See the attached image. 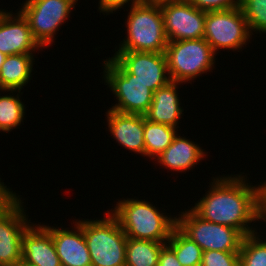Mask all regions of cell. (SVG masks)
Segmentation results:
<instances>
[{"label":"cell","mask_w":266,"mask_h":266,"mask_svg":"<svg viewBox=\"0 0 266 266\" xmlns=\"http://www.w3.org/2000/svg\"><path fill=\"white\" fill-rule=\"evenodd\" d=\"M247 178L242 172L213 177L205 194L191 208L201 218L235 228L243 236L257 232L259 197L266 181L253 186Z\"/></svg>","instance_id":"1"},{"label":"cell","mask_w":266,"mask_h":266,"mask_svg":"<svg viewBox=\"0 0 266 266\" xmlns=\"http://www.w3.org/2000/svg\"><path fill=\"white\" fill-rule=\"evenodd\" d=\"M136 198V199H135ZM109 209L129 238L166 243L177 226V216L160 210L148 200L134 198L117 199ZM170 214V215H168Z\"/></svg>","instance_id":"2"},{"label":"cell","mask_w":266,"mask_h":266,"mask_svg":"<svg viewBox=\"0 0 266 266\" xmlns=\"http://www.w3.org/2000/svg\"><path fill=\"white\" fill-rule=\"evenodd\" d=\"M82 227L92 266H125L127 236L107 209L103 218L75 219Z\"/></svg>","instance_id":"3"},{"label":"cell","mask_w":266,"mask_h":266,"mask_svg":"<svg viewBox=\"0 0 266 266\" xmlns=\"http://www.w3.org/2000/svg\"><path fill=\"white\" fill-rule=\"evenodd\" d=\"M128 10L124 22L127 34L116 45L117 51L165 52L168 40L160 6L141 2Z\"/></svg>","instance_id":"4"},{"label":"cell","mask_w":266,"mask_h":266,"mask_svg":"<svg viewBox=\"0 0 266 266\" xmlns=\"http://www.w3.org/2000/svg\"><path fill=\"white\" fill-rule=\"evenodd\" d=\"M165 55L169 77L178 83L192 84L216 67L217 54L204 38L168 42Z\"/></svg>","instance_id":"5"},{"label":"cell","mask_w":266,"mask_h":266,"mask_svg":"<svg viewBox=\"0 0 266 266\" xmlns=\"http://www.w3.org/2000/svg\"><path fill=\"white\" fill-rule=\"evenodd\" d=\"M10 186L0 192V265L14 266L22 260V236L33 223L24 207L25 198Z\"/></svg>","instance_id":"6"},{"label":"cell","mask_w":266,"mask_h":266,"mask_svg":"<svg viewBox=\"0 0 266 266\" xmlns=\"http://www.w3.org/2000/svg\"><path fill=\"white\" fill-rule=\"evenodd\" d=\"M104 85L114 95L116 104L109 107L121 113L145 115L152 103L154 92L135 75L129 74L113 57L102 61ZM116 97V98H115Z\"/></svg>","instance_id":"7"},{"label":"cell","mask_w":266,"mask_h":266,"mask_svg":"<svg viewBox=\"0 0 266 266\" xmlns=\"http://www.w3.org/2000/svg\"><path fill=\"white\" fill-rule=\"evenodd\" d=\"M76 3L78 0H25L17 10L27 19L34 39L47 49L55 42L57 31L68 21Z\"/></svg>","instance_id":"8"},{"label":"cell","mask_w":266,"mask_h":266,"mask_svg":"<svg viewBox=\"0 0 266 266\" xmlns=\"http://www.w3.org/2000/svg\"><path fill=\"white\" fill-rule=\"evenodd\" d=\"M177 214V227L202 250L239 252L244 236L235 228L201 218L192 208Z\"/></svg>","instance_id":"9"},{"label":"cell","mask_w":266,"mask_h":266,"mask_svg":"<svg viewBox=\"0 0 266 266\" xmlns=\"http://www.w3.org/2000/svg\"><path fill=\"white\" fill-rule=\"evenodd\" d=\"M203 38L219 55L222 49L242 52L251 43L252 34L241 8H234L206 12Z\"/></svg>","instance_id":"10"},{"label":"cell","mask_w":266,"mask_h":266,"mask_svg":"<svg viewBox=\"0 0 266 266\" xmlns=\"http://www.w3.org/2000/svg\"><path fill=\"white\" fill-rule=\"evenodd\" d=\"M114 52L112 57L153 92L171 81L165 52L116 51V49Z\"/></svg>","instance_id":"11"},{"label":"cell","mask_w":266,"mask_h":266,"mask_svg":"<svg viewBox=\"0 0 266 266\" xmlns=\"http://www.w3.org/2000/svg\"><path fill=\"white\" fill-rule=\"evenodd\" d=\"M168 42L201 39L205 32L206 12L187 0L160 6Z\"/></svg>","instance_id":"12"},{"label":"cell","mask_w":266,"mask_h":266,"mask_svg":"<svg viewBox=\"0 0 266 266\" xmlns=\"http://www.w3.org/2000/svg\"><path fill=\"white\" fill-rule=\"evenodd\" d=\"M6 10L0 17V52L13 54H36L43 51L34 39L27 19L18 10Z\"/></svg>","instance_id":"13"},{"label":"cell","mask_w":266,"mask_h":266,"mask_svg":"<svg viewBox=\"0 0 266 266\" xmlns=\"http://www.w3.org/2000/svg\"><path fill=\"white\" fill-rule=\"evenodd\" d=\"M71 224L70 230L69 227L63 228V225L55 227L42 223L52 235L61 266H92L83 229L75 219Z\"/></svg>","instance_id":"14"},{"label":"cell","mask_w":266,"mask_h":266,"mask_svg":"<svg viewBox=\"0 0 266 266\" xmlns=\"http://www.w3.org/2000/svg\"><path fill=\"white\" fill-rule=\"evenodd\" d=\"M106 122L112 138L120 147L144 156V115L121 113L108 109Z\"/></svg>","instance_id":"15"},{"label":"cell","mask_w":266,"mask_h":266,"mask_svg":"<svg viewBox=\"0 0 266 266\" xmlns=\"http://www.w3.org/2000/svg\"><path fill=\"white\" fill-rule=\"evenodd\" d=\"M21 258L32 266H61L51 233L41 224L32 223L22 236Z\"/></svg>","instance_id":"16"},{"label":"cell","mask_w":266,"mask_h":266,"mask_svg":"<svg viewBox=\"0 0 266 266\" xmlns=\"http://www.w3.org/2000/svg\"><path fill=\"white\" fill-rule=\"evenodd\" d=\"M178 132L172 143L154 161L162 168L178 173L193 170L202 160L207 158L208 152L201 145ZM203 148V149H202Z\"/></svg>","instance_id":"17"},{"label":"cell","mask_w":266,"mask_h":266,"mask_svg":"<svg viewBox=\"0 0 266 266\" xmlns=\"http://www.w3.org/2000/svg\"><path fill=\"white\" fill-rule=\"evenodd\" d=\"M183 83L170 81L164 87L157 89L153 94L152 103L144 115L149 121L180 128L179 123L184 115L180 102L179 86Z\"/></svg>","instance_id":"18"},{"label":"cell","mask_w":266,"mask_h":266,"mask_svg":"<svg viewBox=\"0 0 266 266\" xmlns=\"http://www.w3.org/2000/svg\"><path fill=\"white\" fill-rule=\"evenodd\" d=\"M35 54L6 56L0 68V90H23L31 81Z\"/></svg>","instance_id":"19"},{"label":"cell","mask_w":266,"mask_h":266,"mask_svg":"<svg viewBox=\"0 0 266 266\" xmlns=\"http://www.w3.org/2000/svg\"><path fill=\"white\" fill-rule=\"evenodd\" d=\"M22 94L20 90H0V132L7 134L22 126L26 118Z\"/></svg>","instance_id":"20"},{"label":"cell","mask_w":266,"mask_h":266,"mask_svg":"<svg viewBox=\"0 0 266 266\" xmlns=\"http://www.w3.org/2000/svg\"><path fill=\"white\" fill-rule=\"evenodd\" d=\"M177 128L149 121L144 116V157L155 160L172 143Z\"/></svg>","instance_id":"21"},{"label":"cell","mask_w":266,"mask_h":266,"mask_svg":"<svg viewBox=\"0 0 266 266\" xmlns=\"http://www.w3.org/2000/svg\"><path fill=\"white\" fill-rule=\"evenodd\" d=\"M165 244L127 237L125 266H158L159 255Z\"/></svg>","instance_id":"22"},{"label":"cell","mask_w":266,"mask_h":266,"mask_svg":"<svg viewBox=\"0 0 266 266\" xmlns=\"http://www.w3.org/2000/svg\"><path fill=\"white\" fill-rule=\"evenodd\" d=\"M166 244L174 251L182 266H200L203 250L177 226Z\"/></svg>","instance_id":"23"},{"label":"cell","mask_w":266,"mask_h":266,"mask_svg":"<svg viewBox=\"0 0 266 266\" xmlns=\"http://www.w3.org/2000/svg\"><path fill=\"white\" fill-rule=\"evenodd\" d=\"M260 232L264 233L259 230L244 236L239 251L240 266H266V237Z\"/></svg>","instance_id":"24"},{"label":"cell","mask_w":266,"mask_h":266,"mask_svg":"<svg viewBox=\"0 0 266 266\" xmlns=\"http://www.w3.org/2000/svg\"><path fill=\"white\" fill-rule=\"evenodd\" d=\"M240 8L251 34H266V0H242Z\"/></svg>","instance_id":"25"},{"label":"cell","mask_w":266,"mask_h":266,"mask_svg":"<svg viewBox=\"0 0 266 266\" xmlns=\"http://www.w3.org/2000/svg\"><path fill=\"white\" fill-rule=\"evenodd\" d=\"M200 266H240L239 252L205 251Z\"/></svg>","instance_id":"26"},{"label":"cell","mask_w":266,"mask_h":266,"mask_svg":"<svg viewBox=\"0 0 266 266\" xmlns=\"http://www.w3.org/2000/svg\"><path fill=\"white\" fill-rule=\"evenodd\" d=\"M195 8L209 11H225L234 8H240L242 0H187Z\"/></svg>","instance_id":"27"},{"label":"cell","mask_w":266,"mask_h":266,"mask_svg":"<svg viewBox=\"0 0 266 266\" xmlns=\"http://www.w3.org/2000/svg\"><path fill=\"white\" fill-rule=\"evenodd\" d=\"M142 0H99L98 1V11L105 16L114 14L124 7L130 8L131 6L141 3Z\"/></svg>","instance_id":"28"},{"label":"cell","mask_w":266,"mask_h":266,"mask_svg":"<svg viewBox=\"0 0 266 266\" xmlns=\"http://www.w3.org/2000/svg\"><path fill=\"white\" fill-rule=\"evenodd\" d=\"M158 266H182L174 251L167 245L165 244L160 252L159 255V262Z\"/></svg>","instance_id":"29"},{"label":"cell","mask_w":266,"mask_h":266,"mask_svg":"<svg viewBox=\"0 0 266 266\" xmlns=\"http://www.w3.org/2000/svg\"><path fill=\"white\" fill-rule=\"evenodd\" d=\"M263 221V222H262ZM260 224V228L261 225L264 223L265 227H266V183L263 186V188L261 189L260 192V197H259V222Z\"/></svg>","instance_id":"30"},{"label":"cell","mask_w":266,"mask_h":266,"mask_svg":"<svg viewBox=\"0 0 266 266\" xmlns=\"http://www.w3.org/2000/svg\"><path fill=\"white\" fill-rule=\"evenodd\" d=\"M183 0H142V2L150 5L162 6L169 3H175Z\"/></svg>","instance_id":"31"},{"label":"cell","mask_w":266,"mask_h":266,"mask_svg":"<svg viewBox=\"0 0 266 266\" xmlns=\"http://www.w3.org/2000/svg\"><path fill=\"white\" fill-rule=\"evenodd\" d=\"M5 58H6V55L0 52V68H1V65L4 63Z\"/></svg>","instance_id":"32"},{"label":"cell","mask_w":266,"mask_h":266,"mask_svg":"<svg viewBox=\"0 0 266 266\" xmlns=\"http://www.w3.org/2000/svg\"><path fill=\"white\" fill-rule=\"evenodd\" d=\"M14 266H32V265H29V264H27V263H25L24 261H20V262H18L16 265H14Z\"/></svg>","instance_id":"33"},{"label":"cell","mask_w":266,"mask_h":266,"mask_svg":"<svg viewBox=\"0 0 266 266\" xmlns=\"http://www.w3.org/2000/svg\"><path fill=\"white\" fill-rule=\"evenodd\" d=\"M6 183L4 184V182L2 181V178H0V192L6 187Z\"/></svg>","instance_id":"34"},{"label":"cell","mask_w":266,"mask_h":266,"mask_svg":"<svg viewBox=\"0 0 266 266\" xmlns=\"http://www.w3.org/2000/svg\"><path fill=\"white\" fill-rule=\"evenodd\" d=\"M5 11H6L5 9H1V8H0V17H1V15H2Z\"/></svg>","instance_id":"35"}]
</instances>
